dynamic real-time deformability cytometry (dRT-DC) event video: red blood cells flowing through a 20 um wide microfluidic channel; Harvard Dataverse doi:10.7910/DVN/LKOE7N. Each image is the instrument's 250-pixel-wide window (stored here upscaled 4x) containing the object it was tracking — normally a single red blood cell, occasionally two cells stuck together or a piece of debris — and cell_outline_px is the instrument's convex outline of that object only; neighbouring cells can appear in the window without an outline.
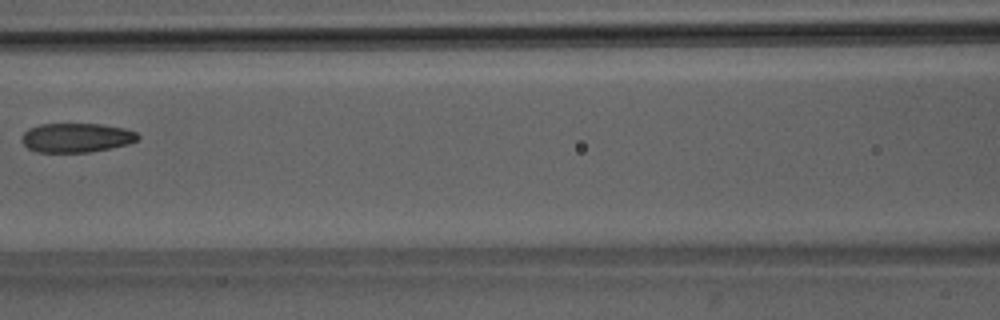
{"species": "Egyptian fruit bat (a non-hibernating species)", "species_latin": "Rousettus aegyptiacus", "temperature_condition": "room temperature", "stored_images_in_passage": 7, "camera_frame_rate_fps": 3000, "um_per_image_px": 0.085, "animal": {"sex": "male"}, "frame": {"image": 1, "passage_image": 6, "time_ms": 6.667, "image_size_px": [1000, 320], "cell_outline_px": [[140, 136], [136, 140], [128, 144], [88, 152], [40, 152], [28, 148], [20, 140], [24, 132], [28, 128], [40, 124], [100, 124], [124, 128], [136, 132]], "centroid_in_image_um": [6.47, 11.69], "position_along_channel_um": 160.1, "area_um2": 19.65}}